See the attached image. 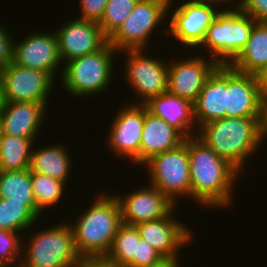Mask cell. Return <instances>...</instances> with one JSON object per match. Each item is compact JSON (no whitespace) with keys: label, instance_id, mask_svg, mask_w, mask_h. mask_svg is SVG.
I'll return each instance as SVG.
<instances>
[{"label":"cell","instance_id":"6da1fadb","mask_svg":"<svg viewBox=\"0 0 267 267\" xmlns=\"http://www.w3.org/2000/svg\"><path fill=\"white\" fill-rule=\"evenodd\" d=\"M188 156L192 199L210 208L232 204L233 182L240 172L197 136L188 138Z\"/></svg>","mask_w":267,"mask_h":267},{"label":"cell","instance_id":"7a4b0ae2","mask_svg":"<svg viewBox=\"0 0 267 267\" xmlns=\"http://www.w3.org/2000/svg\"><path fill=\"white\" fill-rule=\"evenodd\" d=\"M261 118L224 117L200 126L197 137L239 172L261 141Z\"/></svg>","mask_w":267,"mask_h":267},{"label":"cell","instance_id":"3957f363","mask_svg":"<svg viewBox=\"0 0 267 267\" xmlns=\"http://www.w3.org/2000/svg\"><path fill=\"white\" fill-rule=\"evenodd\" d=\"M97 197L77 222L71 224L76 251L81 258L105 257L122 224L117 198L104 193Z\"/></svg>","mask_w":267,"mask_h":267},{"label":"cell","instance_id":"277c9868","mask_svg":"<svg viewBox=\"0 0 267 267\" xmlns=\"http://www.w3.org/2000/svg\"><path fill=\"white\" fill-rule=\"evenodd\" d=\"M231 7L216 13L199 46L210 49L211 58L218 65L228 66L238 56L257 23L239 6Z\"/></svg>","mask_w":267,"mask_h":267},{"label":"cell","instance_id":"5b68a950","mask_svg":"<svg viewBox=\"0 0 267 267\" xmlns=\"http://www.w3.org/2000/svg\"><path fill=\"white\" fill-rule=\"evenodd\" d=\"M117 51L107 43L102 49L74 58L62 66V87L76 97L104 92L112 81Z\"/></svg>","mask_w":267,"mask_h":267},{"label":"cell","instance_id":"8992f818","mask_svg":"<svg viewBox=\"0 0 267 267\" xmlns=\"http://www.w3.org/2000/svg\"><path fill=\"white\" fill-rule=\"evenodd\" d=\"M28 242L25 249L22 248L24 257L19 267H74L82 259L76 251L69 222L36 231Z\"/></svg>","mask_w":267,"mask_h":267},{"label":"cell","instance_id":"52a82bcc","mask_svg":"<svg viewBox=\"0 0 267 267\" xmlns=\"http://www.w3.org/2000/svg\"><path fill=\"white\" fill-rule=\"evenodd\" d=\"M172 2L173 0H138L130 15L108 39V43L118 53L120 50H145L156 27L165 17L168 18Z\"/></svg>","mask_w":267,"mask_h":267},{"label":"cell","instance_id":"ba28073f","mask_svg":"<svg viewBox=\"0 0 267 267\" xmlns=\"http://www.w3.org/2000/svg\"><path fill=\"white\" fill-rule=\"evenodd\" d=\"M144 166L149 171L150 185L158 188L175 204L177 197L191 198L188 138L178 147L153 156Z\"/></svg>","mask_w":267,"mask_h":267},{"label":"cell","instance_id":"9c48e42d","mask_svg":"<svg viewBox=\"0 0 267 267\" xmlns=\"http://www.w3.org/2000/svg\"><path fill=\"white\" fill-rule=\"evenodd\" d=\"M3 102H35L47 107L55 79L47 72L12 62L0 70Z\"/></svg>","mask_w":267,"mask_h":267},{"label":"cell","instance_id":"30bf717a","mask_svg":"<svg viewBox=\"0 0 267 267\" xmlns=\"http://www.w3.org/2000/svg\"><path fill=\"white\" fill-rule=\"evenodd\" d=\"M140 50H125L127 54L125 78L134 89V94L141 98L144 105L151 98L163 94L168 89V66L163 60L151 58Z\"/></svg>","mask_w":267,"mask_h":267},{"label":"cell","instance_id":"8fae6325","mask_svg":"<svg viewBox=\"0 0 267 267\" xmlns=\"http://www.w3.org/2000/svg\"><path fill=\"white\" fill-rule=\"evenodd\" d=\"M219 3L206 0H187L172 10L167 30L176 40L188 48L201 45L207 28L213 22ZM216 5V6H215ZM170 28V29H169Z\"/></svg>","mask_w":267,"mask_h":267},{"label":"cell","instance_id":"7c38bea8","mask_svg":"<svg viewBox=\"0 0 267 267\" xmlns=\"http://www.w3.org/2000/svg\"><path fill=\"white\" fill-rule=\"evenodd\" d=\"M147 107L131 104L120 109L110 125L107 144L116 156L141 165V138Z\"/></svg>","mask_w":267,"mask_h":267},{"label":"cell","instance_id":"4fadbf2b","mask_svg":"<svg viewBox=\"0 0 267 267\" xmlns=\"http://www.w3.org/2000/svg\"><path fill=\"white\" fill-rule=\"evenodd\" d=\"M123 196L115 195L120 204L121 220L131 226L167 217L177 205L153 185Z\"/></svg>","mask_w":267,"mask_h":267},{"label":"cell","instance_id":"5bb4252c","mask_svg":"<svg viewBox=\"0 0 267 267\" xmlns=\"http://www.w3.org/2000/svg\"><path fill=\"white\" fill-rule=\"evenodd\" d=\"M60 29V30H59ZM56 33L61 61L66 62L102 49L108 38L97 22L73 18Z\"/></svg>","mask_w":267,"mask_h":267},{"label":"cell","instance_id":"9a60e30c","mask_svg":"<svg viewBox=\"0 0 267 267\" xmlns=\"http://www.w3.org/2000/svg\"><path fill=\"white\" fill-rule=\"evenodd\" d=\"M262 101L259 77L227 66L226 117L261 118Z\"/></svg>","mask_w":267,"mask_h":267},{"label":"cell","instance_id":"2e32d148","mask_svg":"<svg viewBox=\"0 0 267 267\" xmlns=\"http://www.w3.org/2000/svg\"><path fill=\"white\" fill-rule=\"evenodd\" d=\"M190 58L167 64V91L194 103L205 82L219 65L211 57L209 61L202 55Z\"/></svg>","mask_w":267,"mask_h":267},{"label":"cell","instance_id":"e0dca14e","mask_svg":"<svg viewBox=\"0 0 267 267\" xmlns=\"http://www.w3.org/2000/svg\"><path fill=\"white\" fill-rule=\"evenodd\" d=\"M14 63L47 72L53 78L62 63L56 33L29 34L21 42H14Z\"/></svg>","mask_w":267,"mask_h":267},{"label":"cell","instance_id":"ac0fdd59","mask_svg":"<svg viewBox=\"0 0 267 267\" xmlns=\"http://www.w3.org/2000/svg\"><path fill=\"white\" fill-rule=\"evenodd\" d=\"M171 216L172 213L158 220L139 223L136 228L141 239L148 242L164 258L176 259L180 248L191 243L193 231Z\"/></svg>","mask_w":267,"mask_h":267},{"label":"cell","instance_id":"d6986e66","mask_svg":"<svg viewBox=\"0 0 267 267\" xmlns=\"http://www.w3.org/2000/svg\"><path fill=\"white\" fill-rule=\"evenodd\" d=\"M47 107L35 102H3L0 105V124L3 135L35 139Z\"/></svg>","mask_w":267,"mask_h":267},{"label":"cell","instance_id":"ffe728a7","mask_svg":"<svg viewBox=\"0 0 267 267\" xmlns=\"http://www.w3.org/2000/svg\"><path fill=\"white\" fill-rule=\"evenodd\" d=\"M227 66L219 65L193 103L195 123L200 126L226 117Z\"/></svg>","mask_w":267,"mask_h":267},{"label":"cell","instance_id":"44dd1931","mask_svg":"<svg viewBox=\"0 0 267 267\" xmlns=\"http://www.w3.org/2000/svg\"><path fill=\"white\" fill-rule=\"evenodd\" d=\"M144 105L151 114L164 120L185 139L197 135V131L192 133V127L194 125L195 127L197 126L194 119V107L191 101L166 91L151 98Z\"/></svg>","mask_w":267,"mask_h":267},{"label":"cell","instance_id":"7402d4cb","mask_svg":"<svg viewBox=\"0 0 267 267\" xmlns=\"http://www.w3.org/2000/svg\"><path fill=\"white\" fill-rule=\"evenodd\" d=\"M184 140L177 130L146 110L141 138V165L157 154L178 147Z\"/></svg>","mask_w":267,"mask_h":267},{"label":"cell","instance_id":"603a6c76","mask_svg":"<svg viewBox=\"0 0 267 267\" xmlns=\"http://www.w3.org/2000/svg\"><path fill=\"white\" fill-rule=\"evenodd\" d=\"M228 66L254 76H259L267 68V22L254 25L245 46Z\"/></svg>","mask_w":267,"mask_h":267},{"label":"cell","instance_id":"cb8c5ba5","mask_svg":"<svg viewBox=\"0 0 267 267\" xmlns=\"http://www.w3.org/2000/svg\"><path fill=\"white\" fill-rule=\"evenodd\" d=\"M32 147L29 170L67 183L71 170V157L63 145H49L42 148Z\"/></svg>","mask_w":267,"mask_h":267},{"label":"cell","instance_id":"d4e9b609","mask_svg":"<svg viewBox=\"0 0 267 267\" xmlns=\"http://www.w3.org/2000/svg\"><path fill=\"white\" fill-rule=\"evenodd\" d=\"M34 141L35 139L2 135L0 144V171L28 169Z\"/></svg>","mask_w":267,"mask_h":267},{"label":"cell","instance_id":"484cf974","mask_svg":"<svg viewBox=\"0 0 267 267\" xmlns=\"http://www.w3.org/2000/svg\"><path fill=\"white\" fill-rule=\"evenodd\" d=\"M40 215L35 203H16L0 198V229L20 233L29 229Z\"/></svg>","mask_w":267,"mask_h":267},{"label":"cell","instance_id":"4316f807","mask_svg":"<svg viewBox=\"0 0 267 267\" xmlns=\"http://www.w3.org/2000/svg\"><path fill=\"white\" fill-rule=\"evenodd\" d=\"M0 198L16 203H35L29 168L0 171Z\"/></svg>","mask_w":267,"mask_h":267},{"label":"cell","instance_id":"83f0119b","mask_svg":"<svg viewBox=\"0 0 267 267\" xmlns=\"http://www.w3.org/2000/svg\"><path fill=\"white\" fill-rule=\"evenodd\" d=\"M141 237L136 226L122 223L113 239L111 248L104 257L108 261L125 267L133 257H137Z\"/></svg>","mask_w":267,"mask_h":267},{"label":"cell","instance_id":"f1b7e54d","mask_svg":"<svg viewBox=\"0 0 267 267\" xmlns=\"http://www.w3.org/2000/svg\"><path fill=\"white\" fill-rule=\"evenodd\" d=\"M31 183L34 193L36 212L40 215L48 206H55L62 198L65 191V182L50 176L31 172Z\"/></svg>","mask_w":267,"mask_h":267},{"label":"cell","instance_id":"f546056e","mask_svg":"<svg viewBox=\"0 0 267 267\" xmlns=\"http://www.w3.org/2000/svg\"><path fill=\"white\" fill-rule=\"evenodd\" d=\"M138 0H107L103 17L98 23L109 39L133 11Z\"/></svg>","mask_w":267,"mask_h":267},{"label":"cell","instance_id":"4dcf8cb0","mask_svg":"<svg viewBox=\"0 0 267 267\" xmlns=\"http://www.w3.org/2000/svg\"><path fill=\"white\" fill-rule=\"evenodd\" d=\"M19 236L17 232L0 229V267H13L11 264H14L17 260L16 267L20 266L23 237L19 238Z\"/></svg>","mask_w":267,"mask_h":267},{"label":"cell","instance_id":"1f68e13d","mask_svg":"<svg viewBox=\"0 0 267 267\" xmlns=\"http://www.w3.org/2000/svg\"><path fill=\"white\" fill-rule=\"evenodd\" d=\"M163 259L164 257L157 250L141 239L138 243L137 257H133L125 267H149Z\"/></svg>","mask_w":267,"mask_h":267},{"label":"cell","instance_id":"d6a6232c","mask_svg":"<svg viewBox=\"0 0 267 267\" xmlns=\"http://www.w3.org/2000/svg\"><path fill=\"white\" fill-rule=\"evenodd\" d=\"M81 17L79 19L99 23L103 17L107 0H80Z\"/></svg>","mask_w":267,"mask_h":267},{"label":"cell","instance_id":"836d02e7","mask_svg":"<svg viewBox=\"0 0 267 267\" xmlns=\"http://www.w3.org/2000/svg\"><path fill=\"white\" fill-rule=\"evenodd\" d=\"M14 42L13 36L0 24V70L14 62Z\"/></svg>","mask_w":267,"mask_h":267},{"label":"cell","instance_id":"e575fe53","mask_svg":"<svg viewBox=\"0 0 267 267\" xmlns=\"http://www.w3.org/2000/svg\"><path fill=\"white\" fill-rule=\"evenodd\" d=\"M241 10L257 22H267V0H241Z\"/></svg>","mask_w":267,"mask_h":267},{"label":"cell","instance_id":"d590c367","mask_svg":"<svg viewBox=\"0 0 267 267\" xmlns=\"http://www.w3.org/2000/svg\"><path fill=\"white\" fill-rule=\"evenodd\" d=\"M81 267H121L115 263H112L104 257L98 258H82Z\"/></svg>","mask_w":267,"mask_h":267},{"label":"cell","instance_id":"8d00e7d4","mask_svg":"<svg viewBox=\"0 0 267 267\" xmlns=\"http://www.w3.org/2000/svg\"><path fill=\"white\" fill-rule=\"evenodd\" d=\"M260 126H261V141L263 142V140H265V137L267 136V94L263 95Z\"/></svg>","mask_w":267,"mask_h":267},{"label":"cell","instance_id":"74e56055","mask_svg":"<svg viewBox=\"0 0 267 267\" xmlns=\"http://www.w3.org/2000/svg\"><path fill=\"white\" fill-rule=\"evenodd\" d=\"M149 267H180L179 261L176 259L164 258L160 262Z\"/></svg>","mask_w":267,"mask_h":267},{"label":"cell","instance_id":"f35d334b","mask_svg":"<svg viewBox=\"0 0 267 267\" xmlns=\"http://www.w3.org/2000/svg\"><path fill=\"white\" fill-rule=\"evenodd\" d=\"M258 77L262 95L267 94V68Z\"/></svg>","mask_w":267,"mask_h":267},{"label":"cell","instance_id":"ab89813d","mask_svg":"<svg viewBox=\"0 0 267 267\" xmlns=\"http://www.w3.org/2000/svg\"><path fill=\"white\" fill-rule=\"evenodd\" d=\"M206 1H213V2H216V3H222V5H223V2L225 3V2H231V4L232 3H234L235 2V0H206ZM233 1V2H232ZM238 2V3H237ZM237 2H235L236 4H235V6H239L240 5V3H241V0H237Z\"/></svg>","mask_w":267,"mask_h":267},{"label":"cell","instance_id":"60d3db41","mask_svg":"<svg viewBox=\"0 0 267 267\" xmlns=\"http://www.w3.org/2000/svg\"><path fill=\"white\" fill-rule=\"evenodd\" d=\"M3 103L2 86H1V73H0V105Z\"/></svg>","mask_w":267,"mask_h":267},{"label":"cell","instance_id":"b9f144b4","mask_svg":"<svg viewBox=\"0 0 267 267\" xmlns=\"http://www.w3.org/2000/svg\"><path fill=\"white\" fill-rule=\"evenodd\" d=\"M2 135H3V133H2V127H1V124H0V144H1Z\"/></svg>","mask_w":267,"mask_h":267},{"label":"cell","instance_id":"7bdbcfd3","mask_svg":"<svg viewBox=\"0 0 267 267\" xmlns=\"http://www.w3.org/2000/svg\"><path fill=\"white\" fill-rule=\"evenodd\" d=\"M74 267H81V261H80V263L77 266H74Z\"/></svg>","mask_w":267,"mask_h":267}]
</instances>
